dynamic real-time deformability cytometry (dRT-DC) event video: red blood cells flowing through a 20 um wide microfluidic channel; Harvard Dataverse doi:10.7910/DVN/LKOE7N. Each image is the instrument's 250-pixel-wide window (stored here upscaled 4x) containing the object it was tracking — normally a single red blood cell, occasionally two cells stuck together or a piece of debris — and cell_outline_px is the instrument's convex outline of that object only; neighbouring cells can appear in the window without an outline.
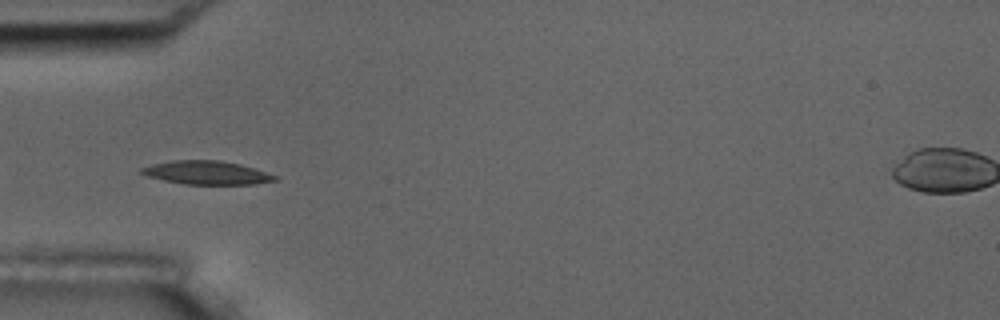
{"species": "common noctule bat (a hibernating species)", "species_latin": "Nyctalus noctula", "temperature_condition": "room temperature", "stored_images_in_passage": 8, "camera_frame_rate_fps": 3000, "um_per_image_px": 0.085, "animal": {"sex": "male", "body_mass_g": 17.5, "forearm_length_mm": 52.3}, "frame": {"image": 1, "passage_image": 4, "time_ms": 3.333, "image_size_px": [1000, 320], "cell_outline_px": [[280, 180], [256, 184], [184, 184], [164, 180], [148, 176], [140, 172], [140, 168], [152, 164], [172, 160], [220, 160], [240, 164], [280, 176]], "centroid_in_image_um": [17.63, 14.68], "position_along_channel_um": 67.4, "area_um2": 18.38}}
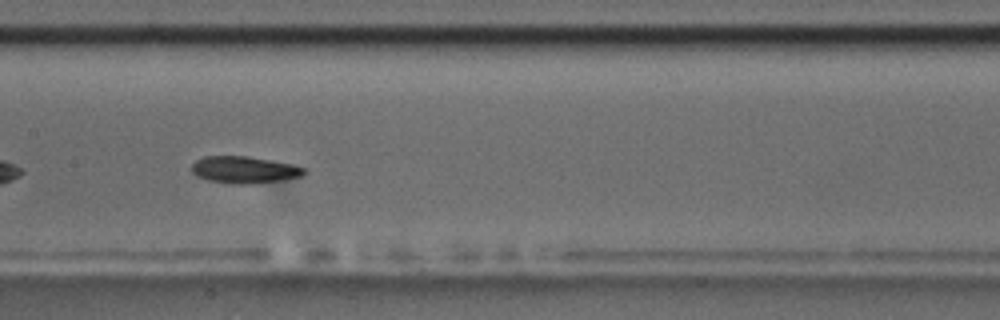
{"frame": {"image": 2, "passage_image": 7, "time_ms": 6.667, "image_size_px": [1000, 320], "cell_outline_px": [[304, 172], [300, 176], [280, 180], [252, 184], [232, 184], [208, 180], [196, 176], [192, 172], [192, 164], [196, 160], [204, 156], [248, 156], [288, 164], [304, 168]], "centroid_in_image_um": [20.67, 14.44], "position_along_channel_um": 186.7, "area_um2": 17.34}}